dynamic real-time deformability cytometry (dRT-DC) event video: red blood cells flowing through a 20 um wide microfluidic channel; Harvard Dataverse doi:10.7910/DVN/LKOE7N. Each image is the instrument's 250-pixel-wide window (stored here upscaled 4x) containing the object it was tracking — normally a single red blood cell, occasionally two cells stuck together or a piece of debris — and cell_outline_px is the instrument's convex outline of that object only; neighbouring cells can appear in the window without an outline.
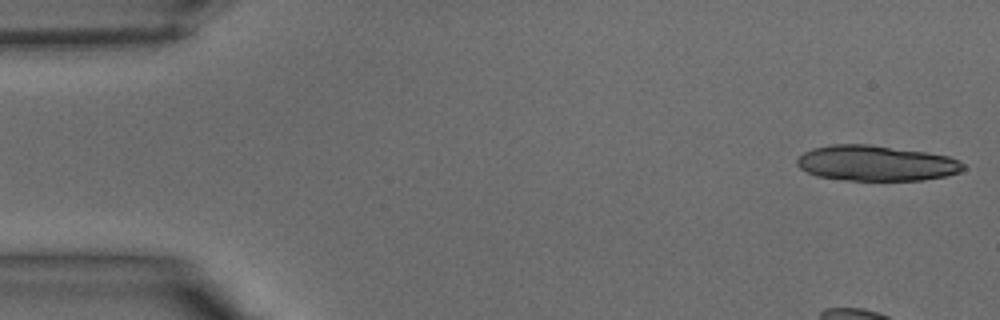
{"species": "common noctule bat (a hibernating species)", "species_latin": "Nyctalus noctula", "temperature_condition": "warm", "stored_images_in_passage": 41, "segment_of_instrument_passage": [1, 2], "camera_frame_rate_fps": 3000, "um_per_image_px": 0.085, "animal": {"sex": "male", "body_mass_g": 15.6}, "frame": {"image": 1, "passage_image": 1, "time_ms": 0.0, "image_size_px": [1000, 320], "cell_outline_px": [[964, 168], [960, 172], [944, 176], [924, 180], [844, 180], [816, 176], [800, 168], [796, 164], [796, 160], [804, 152], [812, 148], [832, 144], [868, 144], [928, 152], [948, 156], [964, 164]], "centroid_in_image_um": [74.44, 13.87], "position_along_channel_um": 10.6, "area_um2": 34.33}}